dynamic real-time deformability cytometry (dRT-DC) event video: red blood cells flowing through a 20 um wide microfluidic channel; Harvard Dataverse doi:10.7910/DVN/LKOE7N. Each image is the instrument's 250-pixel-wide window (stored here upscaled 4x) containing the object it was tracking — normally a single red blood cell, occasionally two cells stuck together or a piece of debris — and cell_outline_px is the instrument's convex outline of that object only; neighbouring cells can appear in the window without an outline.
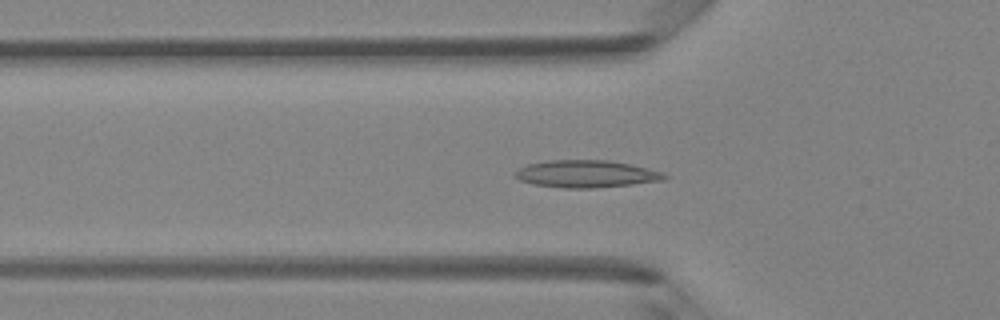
{"species": "Egyptian fruit bat (a non-hibernating species)", "species_latin": "Rousettus aegyptiacus", "temperature_condition": "room temperature", "stored_images_in_passage": 49, "segment_of_instrument_passage": [1, 2], "camera_frame_rate_fps": 3000, "um_per_image_px": 0.085, "animal": {"sex": "female"}, "frame": {"image": 1, "passage_image": 16, "time_ms": 5.0, "image_size_px": [1000, 320], "cell_outline_px": [[668, 176], [664, 180], [632, 184], [592, 188], [564, 188], [532, 184], [520, 180], [512, 176], [512, 172], [516, 168], [528, 164], [548, 160], [608, 160], [632, 164], [664, 172]], "centroid_in_image_um": [49.78, 14.77], "position_along_channel_um": 76.0, "area_um2": 24.04}}
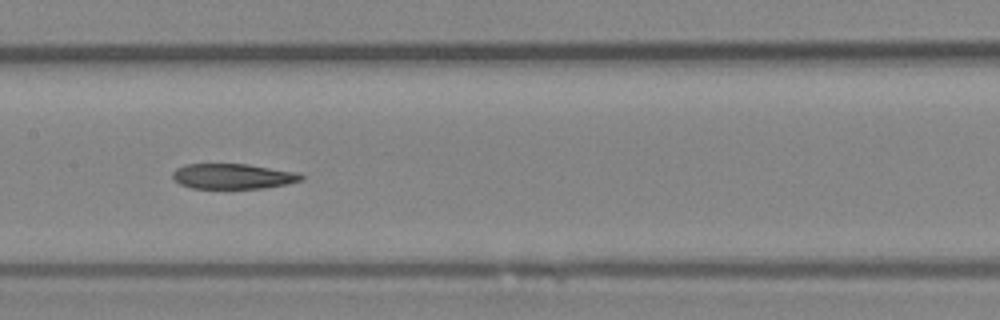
{"frame": {"image": 2, "passage_image": 24, "time_ms": 7.667, "image_size_px": [1000, 320], "cell_outline_px": [[304, 180], [288, 184], [264, 188], [192, 188], [180, 184], [172, 176], [172, 172], [176, 168], [184, 164], [248, 164], [296, 172], [304, 176]], "centroid_in_image_um": [19.81, 14.98], "position_along_channel_um": 187.6, "area_um2": 18.96}}
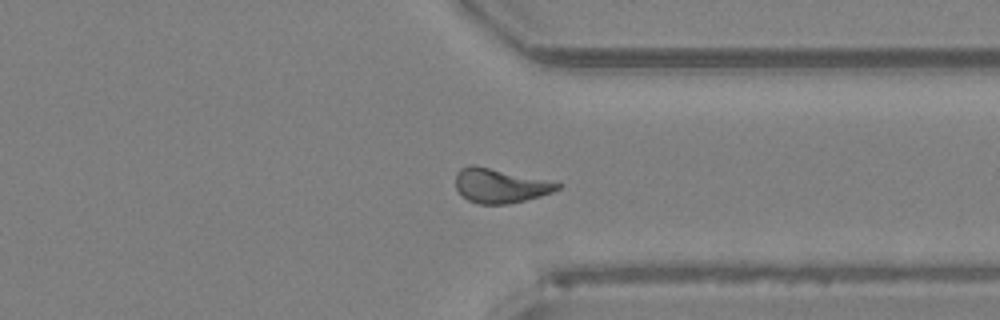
{"frame": {"image": 3, "passage_image": 37, "time_ms": 12.0, "image_size_px": [1000, 320], "cell_outline_px": [[564, 184], [560, 188], [552, 192], [540, 196], [508, 204], [476, 204], [468, 200], [456, 188], [456, 172], [460, 168], [468, 164], [476, 164]], "centroid_in_image_um": [42.48, 15.76], "position_along_channel_um": 368.9, "area_um2": 20.46}}